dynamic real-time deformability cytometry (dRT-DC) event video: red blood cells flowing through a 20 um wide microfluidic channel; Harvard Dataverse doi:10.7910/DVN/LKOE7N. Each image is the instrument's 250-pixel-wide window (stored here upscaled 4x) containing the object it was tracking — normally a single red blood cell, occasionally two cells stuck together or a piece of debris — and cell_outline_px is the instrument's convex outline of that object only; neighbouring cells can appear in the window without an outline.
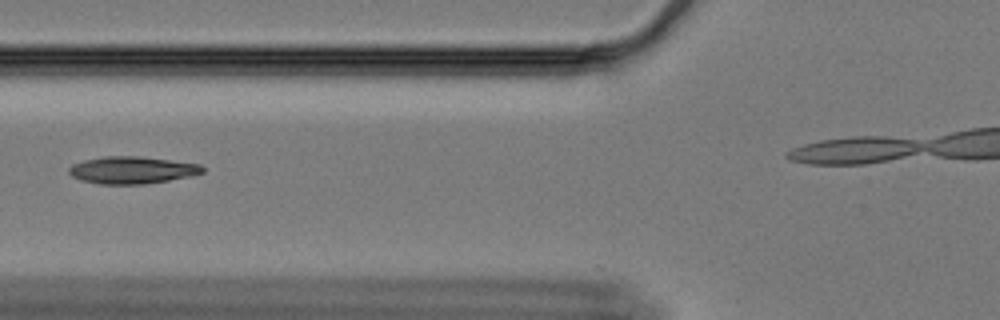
{"species": "Egyptian fruit bat (a non-hibernating species)", "species_latin": "Rousettus aegyptiacus", "temperature_condition": "cold", "stored_images_in_passage": 36, "camera_frame_rate_fps": 3000, "um_per_image_px": 0.085, "animal": {"sex": "female"}, "frame": {"image": 1, "passage_image": 10, "time_ms": 3.0, "image_size_px": [1000, 320], "cell_outline_px": [[204, 172], [192, 176], [144, 184], [100, 184], [80, 180], [72, 176], [68, 172], [68, 168], [72, 164], [84, 160], [104, 156], [136, 156], [200, 164], [204, 168]], "centroid_in_image_um": [11.2, 14.46], "position_along_channel_um": 114.6, "area_um2": 21.1}}
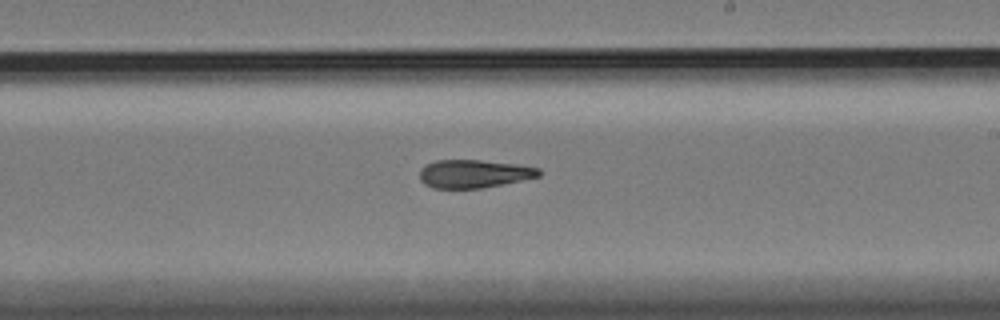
{"frame": {"image": 2, "passage_image": 22, "time_ms": 7.0, "image_size_px": [1000, 320], "cell_outline_px": [[540, 176], [480, 188], [432, 188], [424, 184], [420, 180], [420, 168], [424, 164], [436, 160], [480, 160], [516, 164], [540, 168]], "centroid_in_image_um": [40.22, 14.76], "position_along_channel_um": 248.8, "area_um2": 19.48}}
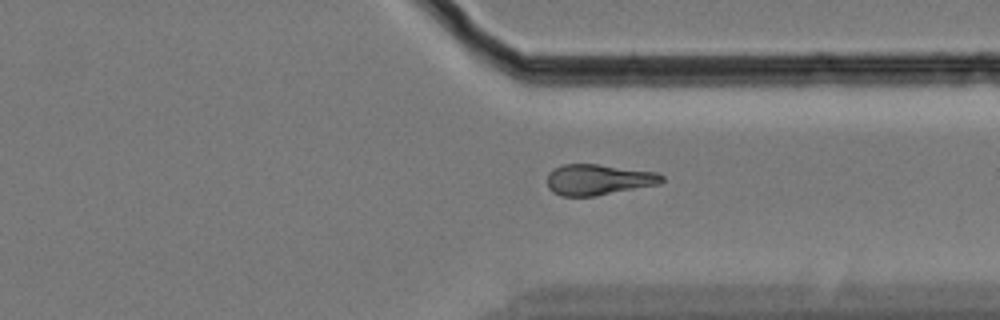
{"frame": {"image": 3, "passage_image": 32, "time_ms": 10.333, "image_size_px": [1000, 320], "cell_outline_px": [[664, 180], [660, 184], [596, 196], [560, 196], [552, 192], [548, 188], [548, 172], [564, 164], [596, 164], [656, 172], [664, 176]], "centroid_in_image_um": [50.86, 15.28], "position_along_channel_um": 360.5, "area_um2": 20.58}}